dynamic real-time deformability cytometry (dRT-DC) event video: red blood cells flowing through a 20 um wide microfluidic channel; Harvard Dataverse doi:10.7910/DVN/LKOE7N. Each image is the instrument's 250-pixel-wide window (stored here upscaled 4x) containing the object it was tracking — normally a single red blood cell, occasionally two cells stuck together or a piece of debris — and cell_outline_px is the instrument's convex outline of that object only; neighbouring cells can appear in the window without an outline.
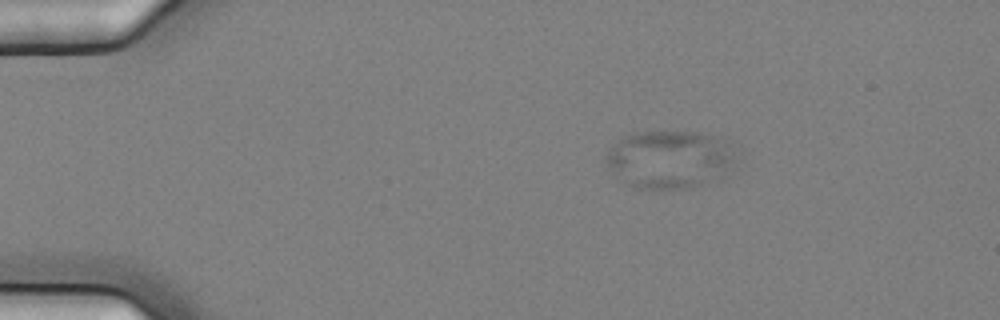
{"species": "common noctule bat (a hibernating species)", "species_latin": "Nyctalus noctula", "temperature_condition": "cold", "stored_images_in_passage": 48, "camera_frame_rate_fps": 3000, "um_per_image_px": 0.085, "animal": {"sex": "female", "body_mass_g": 25.1}, "frame": {"image": 1, "passage_image": 1, "time_ms": 0.0, "image_size_px": [1000, 320], "cell_outline_px": [[740, 160], [724, 180], [688, 188], [636, 188], [624, 184], [604, 160], [608, 148], [624, 136], [636, 132], [708, 132], [740, 148]], "centroid_in_image_um": [57.1, 13.55], "position_along_channel_um": 27.9, "area_um2": 45.6}}
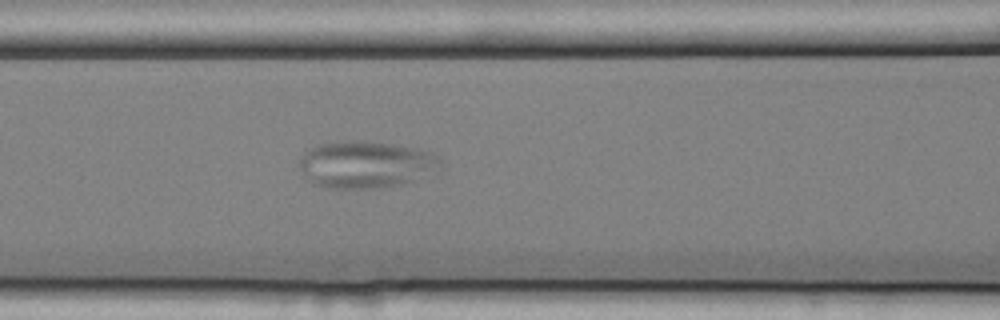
{"frame": {"image": 2, "passage_image": 16, "time_ms": 5.0, "image_size_px": [1000, 320], "cell_outline_px": [[444, 168], [412, 180], [400, 184], [384, 188], [328, 188], [312, 184], [308, 180], [296, 164], [300, 156], [304, 152], [320, 144], [360, 140], [368, 140], [392, 144], [412, 148], [428, 152], [436, 156], [444, 164]], "centroid_in_image_um": [31.06, 13.99], "position_along_channel_um": 135.5, "area_um2": 38.73}}
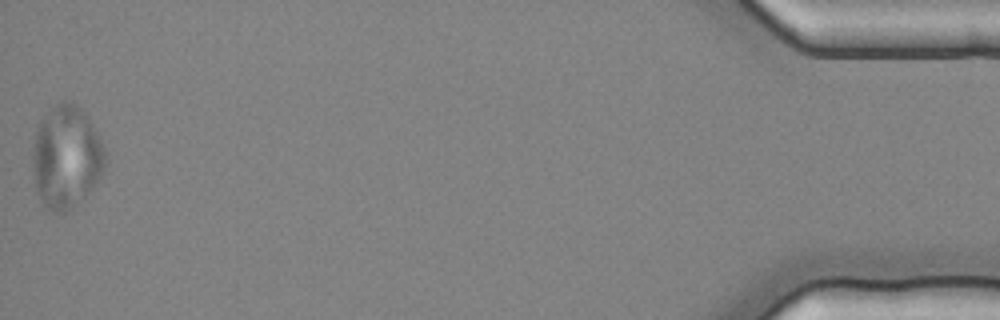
{"frame": {"image": 3, "passage_image": 48, "time_ms": 15.667, "image_size_px": [1000, 320], "cell_outline_px": [[104, 168], [100, 176], [64, 212], [52, 212], [40, 200], [36, 192], [32, 168], [32, 156], [36, 132], [40, 120], [56, 104], [64, 100], [68, 100], [76, 104], [84, 112], [92, 124], [104, 148]], "centroid_in_image_um": [5.58, 13.28], "position_along_channel_um": 429.6, "area_um2": 42.25}}